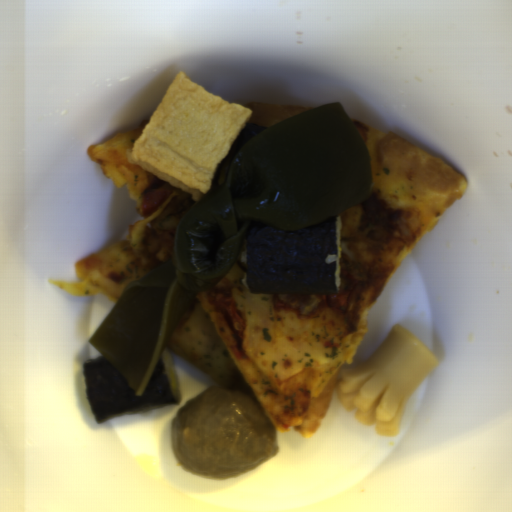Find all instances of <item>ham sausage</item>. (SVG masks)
<instances>
[{"label":"ham sausage","mask_w":512,"mask_h":512,"mask_svg":"<svg viewBox=\"0 0 512 512\" xmlns=\"http://www.w3.org/2000/svg\"><path fill=\"white\" fill-rule=\"evenodd\" d=\"M187 197L172 198L157 216L145 240L147 252L159 263L171 260L179 220L193 207Z\"/></svg>","instance_id":"obj_1"}]
</instances>
